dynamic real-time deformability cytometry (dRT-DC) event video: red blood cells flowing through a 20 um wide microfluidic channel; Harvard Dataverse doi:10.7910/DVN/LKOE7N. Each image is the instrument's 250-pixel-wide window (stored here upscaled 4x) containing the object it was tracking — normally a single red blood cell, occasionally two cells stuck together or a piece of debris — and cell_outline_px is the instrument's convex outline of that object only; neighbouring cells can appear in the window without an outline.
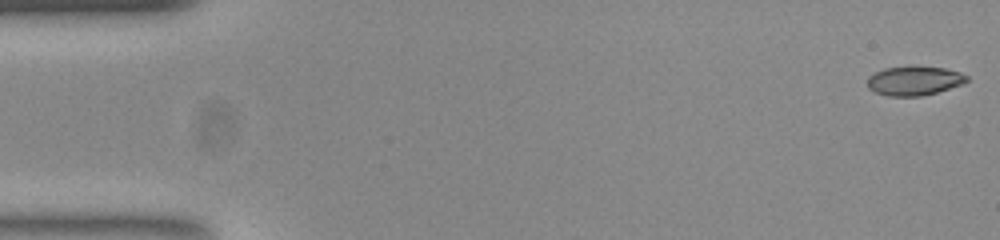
{"species": "common noctule bat (a hibernating species)", "species_latin": "Nyctalus noctula", "temperature_condition": "room temperature", "stored_images_in_passage": 53, "camera_frame_rate_fps": 3000, "um_per_image_px": 0.085, "animal": {"sex": "female", "body_mass_g": 23.0, "forearm_length_mm": 53.4}, "frame": {"image": 1, "passage_image": 1, "time_ms": 0.0, "image_size_px": [1000, 240], "cell_outline_px": [[968, 80], [964, 84], [936, 92], [920, 96], [888, 96], [876, 92], [868, 88], [868, 76], [884, 68], [912, 64], [944, 68], [960, 72], [968, 76]], "centroid_in_image_um": [77.72, 6.83], "position_along_channel_um": 7.3, "area_um2": 17.28}}
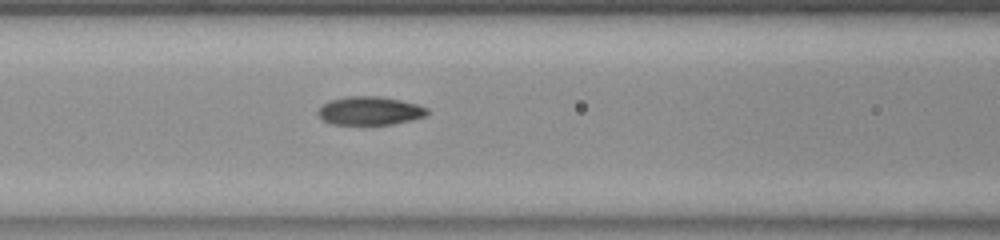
{"frame": {"image": 2, "passage_image": 22, "time_ms": 7.0, "image_size_px": [1000, 240], "cell_outline_px": [[428, 112], [424, 116], [412, 120], [392, 124], [332, 124], [324, 120], [316, 112], [328, 100], [348, 96], [380, 96], [400, 100], [416, 104], [428, 108]], "centroid_in_image_um": [31.43, 9.41], "position_along_channel_um": 135.2, "area_um2": 17.98}}
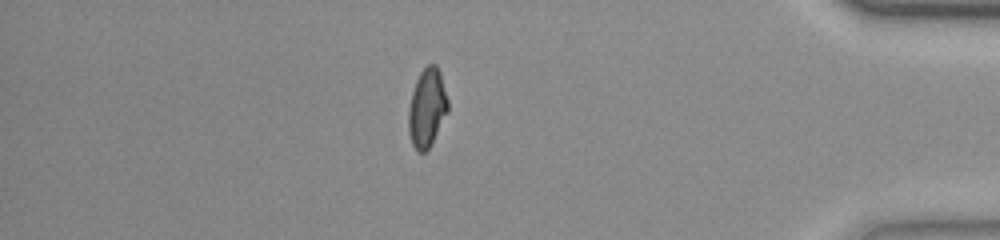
{"frame": {"image": 3, "passage_image": 46, "time_ms": 15.0, "image_size_px": [1000, 240], "cell_outline_px": [[448, 112], [428, 148], [424, 152], [416, 152], [412, 144], [408, 132], [408, 108], [412, 92], [416, 80], [420, 72], [428, 64], [436, 64], [440, 72], [448, 100]], "centroid_in_image_um": [36.28, 9.16], "position_along_channel_um": 398.9, "area_um2": 18.03}, "authors_computed_cell_mechanics": {"area_um2": 17.918, "velocity_mm_per_s": 3.8115, "shape_relaxation_time_tau1_ms": null, "shape_relaxation_time_tau2_ms": 1.9876, "deformation_change_tau1": null, "deformation_change_tau2": 0.0658}}